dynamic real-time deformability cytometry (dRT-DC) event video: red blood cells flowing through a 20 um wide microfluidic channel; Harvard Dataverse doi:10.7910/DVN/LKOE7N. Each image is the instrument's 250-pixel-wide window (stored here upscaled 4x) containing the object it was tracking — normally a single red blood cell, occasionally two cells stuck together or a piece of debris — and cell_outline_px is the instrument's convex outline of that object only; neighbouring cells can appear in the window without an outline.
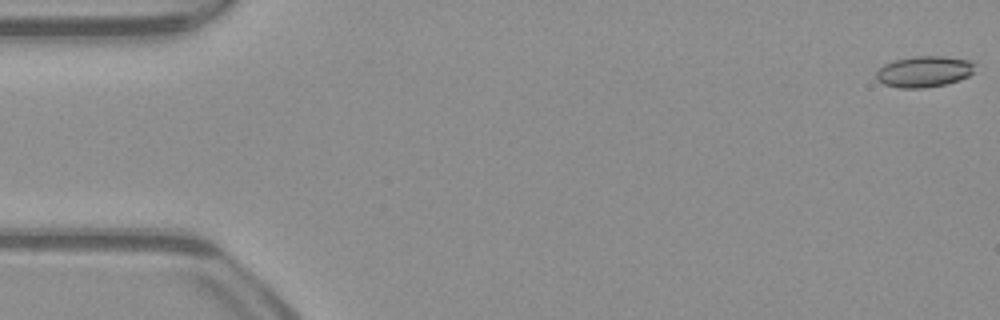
{"species": "common noctule bat (a hibernating species)", "species_latin": "Nyctalus noctula", "temperature_condition": "warm", "stored_images_in_passage": 52, "camera_frame_rate_fps": 3000, "um_per_image_px": 0.085, "animal": {"sex": "male", "body_mass_g": 23.1, "forearm_length_mm": 52.7}, "frame": {"image": 1, "passage_image": 1, "time_ms": 0.0, "image_size_px": [1000, 320], "cell_outline_px": [[972, 72], [968, 76], [960, 80], [944, 84], [924, 88], [900, 88], [884, 84], [876, 80], [876, 72], [884, 64], [896, 60], [912, 56], [944, 56], [972, 60]], "centroid_in_image_um": [78.52, 6.08], "position_along_channel_um": 6.5, "area_um2": 17.8}}
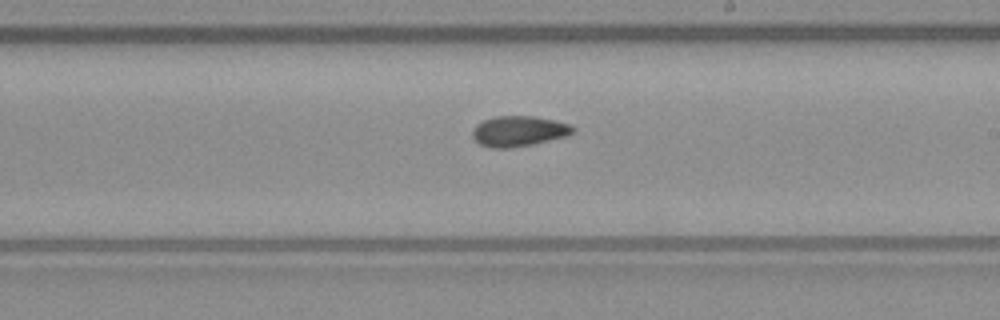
{"frame": {"image": 2, "passage_image": 30, "time_ms": 9.667, "image_size_px": [1000, 320], "cell_outline_px": [[576, 132], [568, 136], [532, 144], [508, 148], [492, 148], [480, 144], [472, 136], [472, 132], [476, 124], [484, 120], [496, 116], [532, 116], [556, 120], [572, 124], [576, 128]], "centroid_in_image_um": [44.15, 11.14], "position_along_channel_um": 244.8, "area_um2": 17.98}}
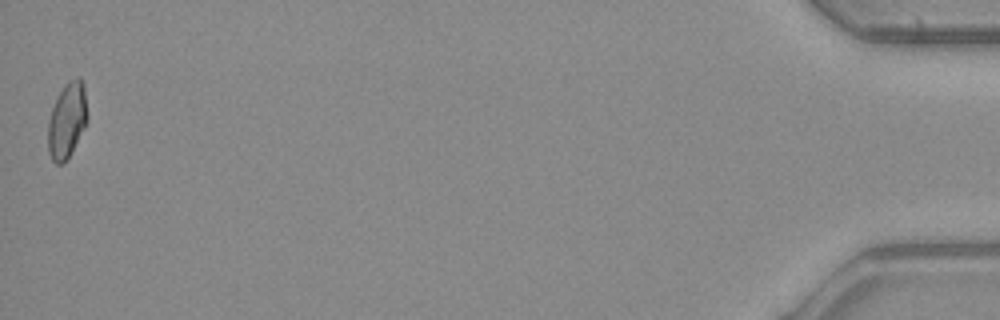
{"frame": {"image": 3, "passage_image": 52, "time_ms": 17.0, "image_size_px": [1000, 320], "cell_outline_px": [[84, 128], [64, 164], [56, 164], [52, 160], [48, 152], [48, 120], [56, 96], [64, 84], [68, 80], [76, 76], [84, 84]], "centroid_in_image_um": [5.63, 10.23], "position_along_channel_um": 429.6, "area_um2": 16.82}, "authors_computed_cell_mechanics": {"area_um2": 17.5134, "velocity_mm_per_s": 3.9765, "shape_relaxation_time_tau1_ms": null, "shape_relaxation_time_tau2_ms": 3.8829, "deformation_change_tau1": null, "deformation_change_tau2": 0.0879}}